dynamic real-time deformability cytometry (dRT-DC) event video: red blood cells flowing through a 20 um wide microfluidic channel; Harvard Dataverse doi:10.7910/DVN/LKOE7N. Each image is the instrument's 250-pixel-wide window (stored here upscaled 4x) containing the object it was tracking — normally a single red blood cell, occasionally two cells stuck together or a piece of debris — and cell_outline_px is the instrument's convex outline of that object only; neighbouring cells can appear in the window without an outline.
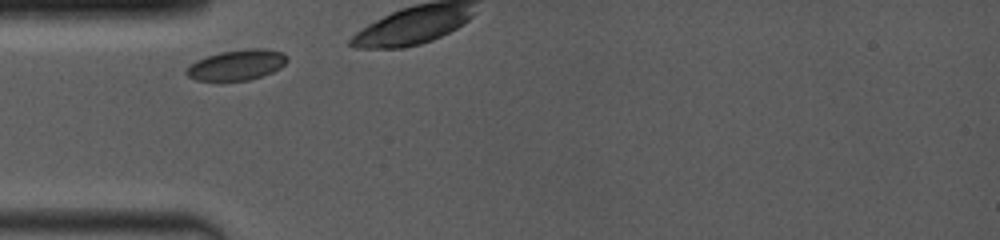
{"species": "common noctule bat (a hibernating species)", "species_latin": "Nyctalus noctula", "temperature_condition": "room temperature", "stored_images_in_passage": 41, "camera_frame_rate_fps": 4000, "um_per_image_px": 0.085, "animal": {"sex": "female", "body_mass_g": 19.0, "forearm_length_mm": 53.3}, "frame": {"image": 1, "passage_image": 1, "time_ms": 0.0, "image_size_px": [1000, 240], "cell_outline_px": [[288, 60], [280, 68], [272, 72], [248, 80], [220, 84], [196, 80], [188, 76], [184, 72], [196, 60], [220, 52], [252, 48], [264, 48], [280, 52]], "centroid_in_image_um": [20.06, 5.57], "position_along_channel_um": 64.9, "area_um2": 18.21}}